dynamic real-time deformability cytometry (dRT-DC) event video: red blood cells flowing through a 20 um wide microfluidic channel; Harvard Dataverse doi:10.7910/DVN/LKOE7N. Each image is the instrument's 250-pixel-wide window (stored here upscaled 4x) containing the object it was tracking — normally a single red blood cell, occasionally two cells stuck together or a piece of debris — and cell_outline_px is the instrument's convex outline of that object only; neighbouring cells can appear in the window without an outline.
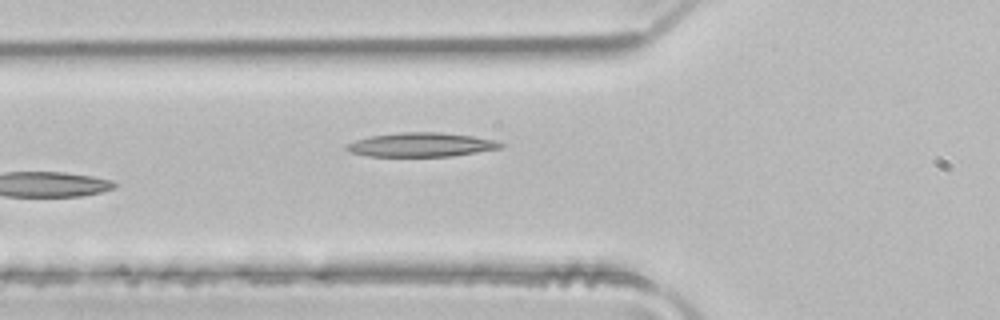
{"species": "common noctule bat (a hibernating species)", "species_latin": "Nyctalus noctula", "temperature_condition": "room temperature", "stored_images_in_passage": 4, "camera_frame_rate_fps": 3000, "um_per_image_px": 0.085, "animal": {"sex": "male", "body_mass_g": 21.5, "forearm_length_mm": 52.0}, "frame": {"image": 1, "passage_image": 4, "time_ms": 1.0, "image_size_px": [1000, 320], "cell_outline_px": [[508, 144], [504, 148], [452, 156], [368, 156], [352, 152], [344, 148], [344, 144], [356, 140], [372, 136], [400, 132], [440, 132], [472, 136], [500, 140]], "centroid_in_image_um": [35.9, 12.3], "position_along_channel_um": 89.9, "area_um2": 21.85}}